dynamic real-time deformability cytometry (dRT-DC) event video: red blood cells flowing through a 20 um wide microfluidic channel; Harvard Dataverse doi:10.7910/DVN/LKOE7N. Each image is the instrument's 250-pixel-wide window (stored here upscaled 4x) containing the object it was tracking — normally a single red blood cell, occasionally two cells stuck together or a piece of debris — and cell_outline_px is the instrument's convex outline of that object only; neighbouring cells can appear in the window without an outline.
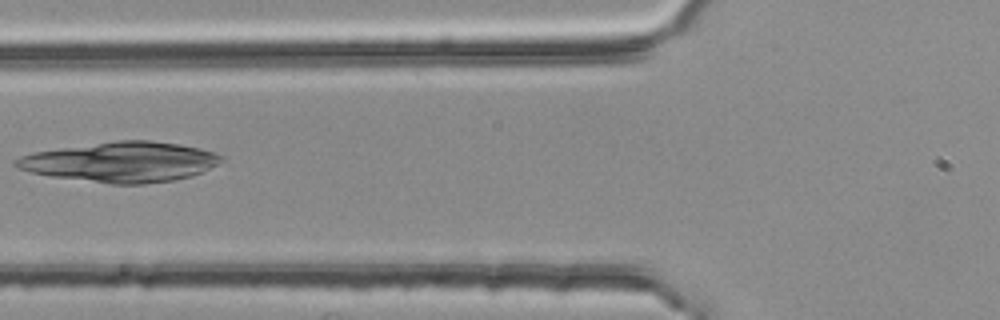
{"species": "common noctule bat (a hibernating species)", "species_latin": "Nyctalus noctula", "temperature_condition": "room temperature", "stored_images_in_passage": 5, "camera_frame_rate_fps": 3000, "um_per_image_px": 0.085, "animal": {"sex": "female", "body_mass_g": 25.1}, "frame": {"image": 1, "passage_image": 5, "time_ms": 1.333, "image_size_px": [1000, 320], "cell_outline_px": [[224, 160], [192, 176], [172, 180], [144, 184], [112, 184], [52, 176], [32, 172], [16, 168], [12, 164], [12, 160], [20, 156], [32, 152], [116, 140], [148, 140], [180, 144], [200, 148], [224, 156]], "centroid_in_image_um": [10.25, 13.76], "position_along_channel_um": 115.5, "area_um2": 47.8}}